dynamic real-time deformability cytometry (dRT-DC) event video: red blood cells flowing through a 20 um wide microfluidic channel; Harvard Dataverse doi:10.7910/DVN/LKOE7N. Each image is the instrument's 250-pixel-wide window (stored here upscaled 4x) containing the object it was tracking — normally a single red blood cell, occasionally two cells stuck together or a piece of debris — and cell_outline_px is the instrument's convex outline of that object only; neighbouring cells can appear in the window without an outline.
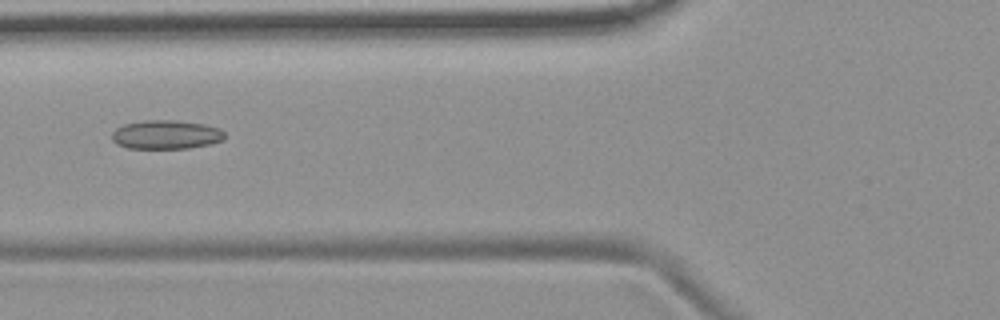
{"species": "common noctule bat (a hibernating species)", "species_latin": "Nyctalus noctula", "temperature_condition": "room temperature", "stored_images_in_passage": 8, "camera_frame_rate_fps": 3000, "um_per_image_px": 0.085, "animal": {"sex": "female", "body_mass_g": 19.9}, "frame": {"image": 1, "passage_image": 6, "time_ms": 6.0, "image_size_px": [1000, 320], "cell_outline_px": [[224, 140], [208, 144], [188, 148], [128, 148], [116, 144], [112, 140], [112, 132], [116, 128], [124, 124], [144, 120], [176, 120], [204, 124], [220, 128], [224, 132]], "centroid_in_image_um": [14.1, 11.43], "position_along_channel_um": 111.7, "area_um2": 19.02}}
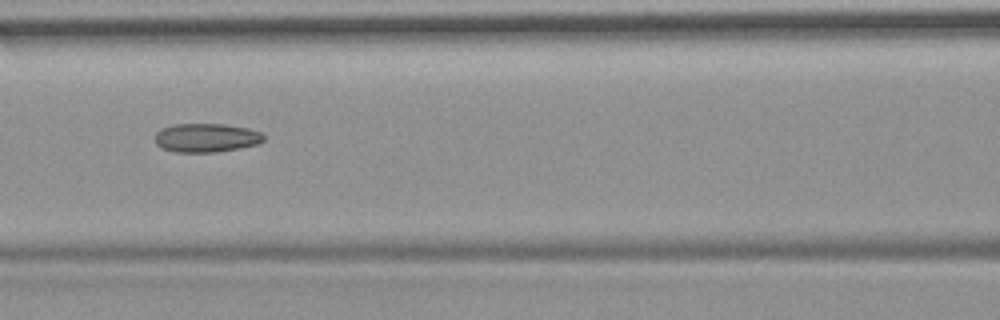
{"frame": {"image": 2, "passage_image": 7, "time_ms": 7.0, "image_size_px": [1000, 320], "cell_outline_px": [[264, 140], [260, 144], [240, 148], [216, 152], [176, 152], [164, 148], [156, 144], [156, 132], [160, 128], [172, 124], [224, 124], [248, 128], [260, 132], [264, 136]], "centroid_in_image_um": [17.55, 11.7], "position_along_channel_um": 149.1, "area_um2": 18.32}}
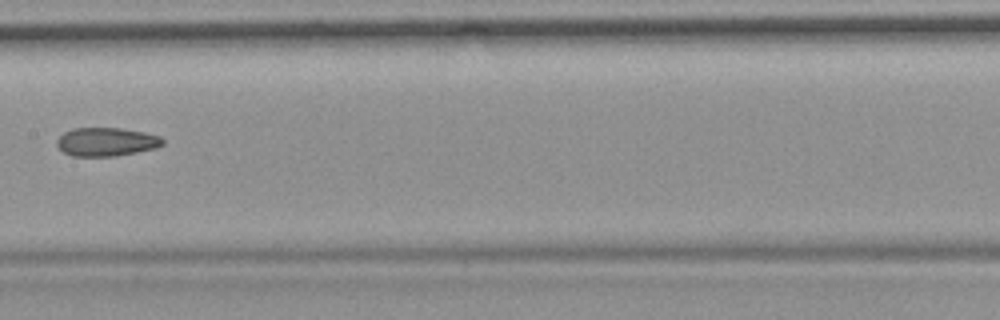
{"frame": {"image": 3, "passage_image": 8, "time_ms": 8.333, "image_size_px": [1000, 320], "cell_outline_px": [[164, 144], [156, 148], [116, 156], [72, 156], [64, 152], [56, 144], [56, 140], [64, 132], [72, 128], [120, 128], [144, 132], [160, 136], [164, 140]], "centroid_in_image_um": [9.04, 12.05], "position_along_channel_um": 198.4, "area_um2": 17.63}}